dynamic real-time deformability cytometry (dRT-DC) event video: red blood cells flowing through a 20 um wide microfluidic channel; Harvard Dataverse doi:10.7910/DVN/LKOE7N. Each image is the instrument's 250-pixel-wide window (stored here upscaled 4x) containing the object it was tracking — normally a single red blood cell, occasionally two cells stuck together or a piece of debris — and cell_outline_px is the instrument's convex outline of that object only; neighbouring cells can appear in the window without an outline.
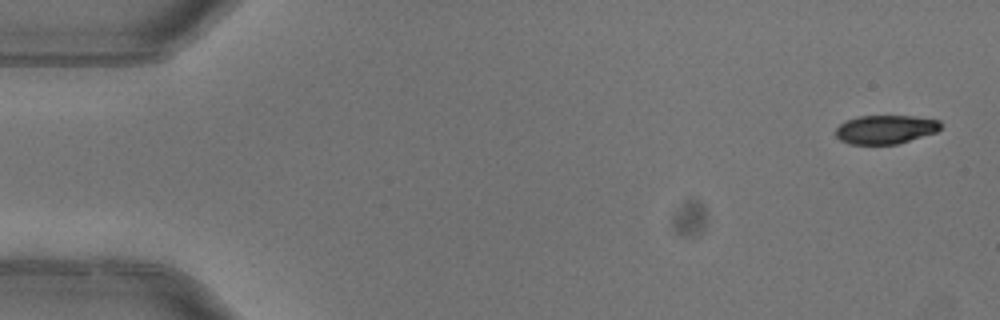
{"species": "common noctule bat (a hibernating species)", "species_latin": "Nyctalus noctula", "temperature_condition": "warm", "stored_images_in_passage": 5, "camera_frame_rate_fps": 3000, "um_per_image_px": 0.085, "animal": {"sex": "female"}, "frame": {"image": 1, "passage_image": 1, "time_ms": 0.0, "image_size_px": [1000, 320], "cell_outline_px": [[940, 128], [936, 132], [896, 144], [848, 144], [840, 140], [836, 136], [836, 128], [840, 124], [848, 120], [860, 116], [912, 116], [940, 120]], "centroid_in_image_um": [75.25, 11.0], "position_along_channel_um": 9.8, "area_um2": 17.4}}
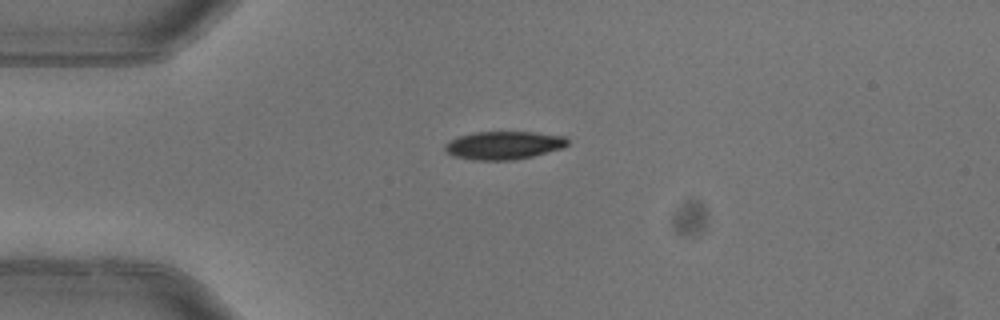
{"frame": {"image": 2, "passage_image": 4, "time_ms": 1.0, "image_size_px": [1000, 320], "cell_outline_px": [[568, 144], [564, 148], [532, 156], [512, 160], [472, 160], [452, 156], [444, 152], [444, 144], [460, 136], [472, 132], [532, 132], [564, 136], [568, 140]], "centroid_in_image_um": [42.79, 12.36], "position_along_channel_um": 42.2, "area_um2": 20.17}}